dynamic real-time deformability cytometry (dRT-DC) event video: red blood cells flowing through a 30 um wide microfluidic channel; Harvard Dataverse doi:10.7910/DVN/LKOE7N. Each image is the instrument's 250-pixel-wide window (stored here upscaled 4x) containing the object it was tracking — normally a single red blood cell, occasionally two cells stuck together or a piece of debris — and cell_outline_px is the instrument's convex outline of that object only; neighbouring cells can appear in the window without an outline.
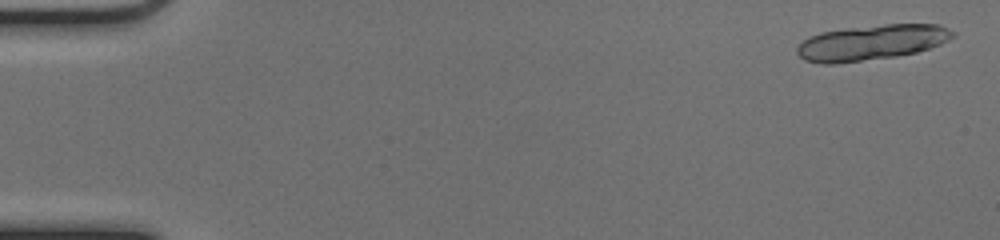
{"species": "common noctule bat (a hibernating species)", "species_latin": "Nyctalus noctula", "temperature_condition": "cold", "stored_images_in_passage": 20, "camera_frame_rate_fps": 3000, "um_per_image_px": 0.085, "animal": {"sex": "female", "body_mass_g": 17.0, "forearm_length_mm": 48.0}, "frame": {"image": 1, "passage_image": 2, "time_ms": 0.333, "image_size_px": [1000, 240], "cell_outline_px": [[956, 36], [940, 44], [916, 52], [896, 56], [836, 64], [820, 64], [804, 60], [796, 52], [796, 48], [808, 36], [820, 32], [848, 28], [884, 24], [940, 24], [956, 32]], "centroid_in_image_um": [74.08, 3.61], "position_along_channel_um": 10.9, "area_um2": 32.19}}